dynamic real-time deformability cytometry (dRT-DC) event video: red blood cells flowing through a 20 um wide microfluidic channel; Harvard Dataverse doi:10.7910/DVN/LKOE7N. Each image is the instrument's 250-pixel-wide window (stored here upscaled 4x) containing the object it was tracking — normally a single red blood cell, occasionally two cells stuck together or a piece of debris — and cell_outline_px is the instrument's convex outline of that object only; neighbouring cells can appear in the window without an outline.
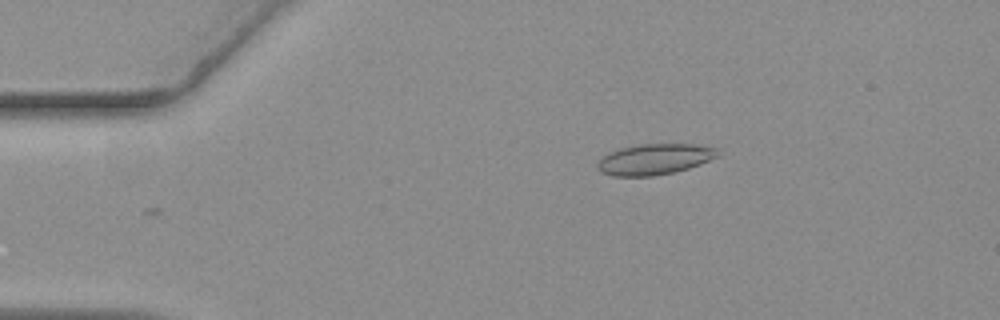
{"species": "common noctule bat (a hibernating species)", "species_latin": "Nyctalus noctula", "temperature_condition": "warm", "stored_images_in_passage": 42, "camera_frame_rate_fps": 3000, "um_per_image_px": 0.085, "animal": {"sex": "female", "body_mass_g": 19.3, "forearm_length_mm": 54.1}, "frame": {"image": 1, "passage_image": 1, "time_ms": 0.0, "image_size_px": [1000, 320], "cell_outline_px": [[720, 156], [700, 164], [688, 168], [672, 172], [652, 176], [612, 176], [600, 172], [596, 168], [596, 164], [608, 152], [620, 148], [640, 144], [692, 144], [720, 148]], "centroid_in_image_um": [55.65, 13.53], "position_along_channel_um": 29.4, "area_um2": 21.73}}
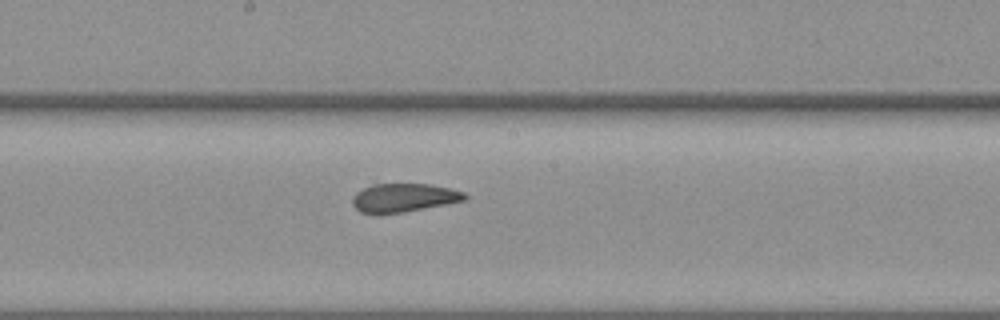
{"frame": {"image": 2, "passage_image": 21, "time_ms": 6.667, "image_size_px": [1000, 320], "cell_outline_px": [[468, 196], [464, 200], [444, 204], [400, 212], [376, 216], [360, 212], [352, 204], [352, 196], [356, 192], [372, 184], [428, 184], [448, 188], [464, 192]], "centroid_in_image_um": [34.23, 16.82], "position_along_channel_um": 214.0, "area_um2": 18.67}}
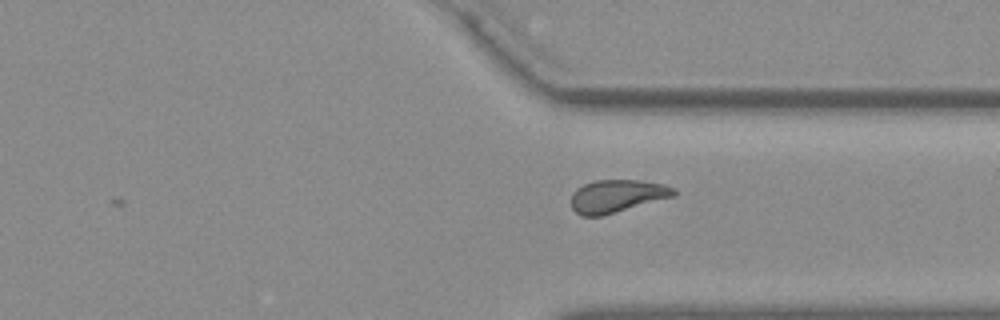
{"frame": {"image": 3, "passage_image": 33, "time_ms": 10.667, "image_size_px": [1000, 320], "cell_outline_px": [[676, 196], [600, 216], [580, 216], [572, 208], [572, 192], [576, 188], [584, 184], [596, 180], [640, 180], [664, 184], [676, 188]], "centroid_in_image_um": [52.46, 16.66], "position_along_channel_um": 358.9, "area_um2": 19.65}, "authors_computed_cell_mechanics": {"area_um2": 20.0277, "velocity_mm_per_s": 3.6184, "shape_relaxation_time_tau1_ms": 10.6313, "shape_relaxation_time_tau2_ms": null, "deformation_change_tau1": 0.1929, "deformation_change_tau2": null}}